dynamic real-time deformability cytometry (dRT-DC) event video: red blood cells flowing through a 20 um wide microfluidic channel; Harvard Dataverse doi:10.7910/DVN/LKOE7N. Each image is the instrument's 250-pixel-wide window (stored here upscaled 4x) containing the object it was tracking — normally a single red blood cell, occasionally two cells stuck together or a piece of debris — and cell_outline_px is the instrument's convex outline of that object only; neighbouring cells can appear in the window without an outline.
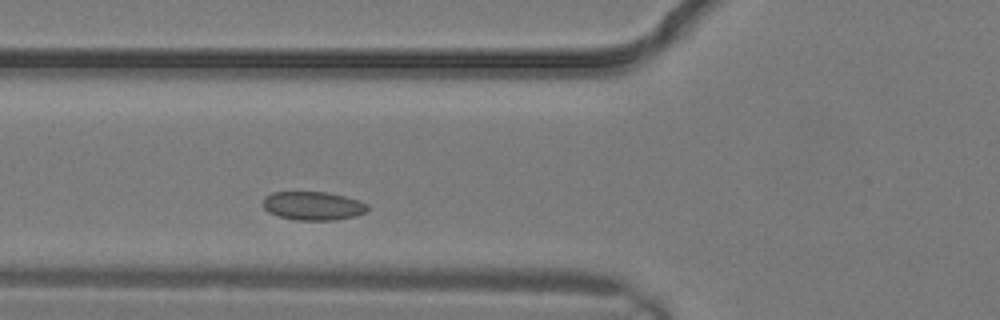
{"species": "common noctule bat (a hibernating species)", "species_latin": "Nyctalus noctula", "temperature_condition": "warm", "stored_images_in_passage": 3, "camera_frame_rate_fps": 3000, "um_per_image_px": 0.085, "animal": {"sex": "male", "body_mass_g": 19.2, "forearm_length_mm": 51.8}, "frame": {"image": 1, "passage_image": 3, "time_ms": 0.667, "image_size_px": [1000, 320], "cell_outline_px": [[368, 208], [364, 212], [356, 216], [336, 220], [296, 220], [280, 216], [268, 212], [264, 208], [264, 196], [272, 192], [328, 192], [360, 200], [368, 204]], "centroid_in_image_um": [26.62, 17.49], "position_along_channel_um": 99.2, "area_um2": 17.46}}